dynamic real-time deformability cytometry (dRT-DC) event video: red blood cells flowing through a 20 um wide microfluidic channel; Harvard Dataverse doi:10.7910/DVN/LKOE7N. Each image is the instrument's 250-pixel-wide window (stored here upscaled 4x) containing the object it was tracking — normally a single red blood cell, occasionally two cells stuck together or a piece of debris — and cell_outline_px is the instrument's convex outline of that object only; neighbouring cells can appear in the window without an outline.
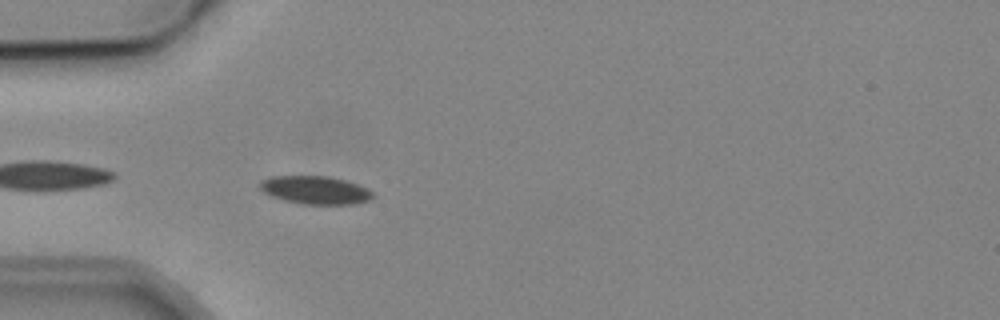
{"species": "common noctule bat (a hibernating species)", "species_latin": "Nyctalus noctula", "temperature_condition": "cold", "stored_images_in_passage": 4, "camera_frame_rate_fps": 3000, "um_per_image_px": 0.085, "animal": {"sex": "male", "body_mass_g": 19.2, "forearm_length_mm": 51.8}, "frame": {"image": 1, "passage_image": 4, "time_ms": 3.333, "image_size_px": [1000, 320], "cell_outline_px": [[376, 196], [372, 200], [356, 204], [300, 204], [284, 200], [272, 196], [264, 192], [260, 188], [260, 180], [272, 176], [328, 176], [344, 180], [368, 188]], "centroid_in_image_um": [26.84, 16.16], "position_along_channel_um": 58.2, "area_um2": 18.61}}